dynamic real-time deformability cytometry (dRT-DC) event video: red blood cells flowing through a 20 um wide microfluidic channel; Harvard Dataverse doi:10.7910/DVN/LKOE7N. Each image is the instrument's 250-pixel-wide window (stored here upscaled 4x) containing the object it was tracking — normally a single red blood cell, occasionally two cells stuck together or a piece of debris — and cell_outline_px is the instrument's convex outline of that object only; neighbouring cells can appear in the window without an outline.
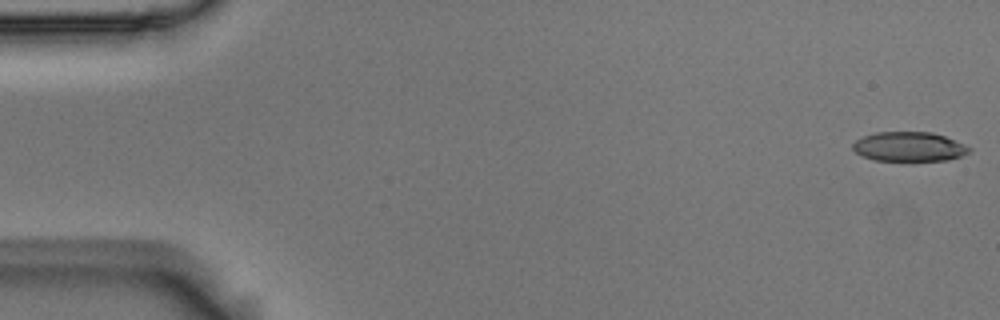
{"species": "Egyptian fruit bat (a non-hibernating species)", "species_latin": "Rousettus aegyptiacus", "temperature_condition": "room temperature", "stored_images_in_passage": 5, "camera_frame_rate_fps": 3000, "um_per_image_px": 0.085, "animal": {"sex": "male"}, "frame": {"image": 1, "passage_image": 1, "time_ms": 0.0, "image_size_px": [1000, 320], "cell_outline_px": [[972, 152], [948, 160], [876, 160], [864, 156], [856, 152], [852, 148], [852, 144], [856, 140], [864, 136], [876, 132], [932, 132], [944, 136], [964, 144], [972, 148]], "centroid_in_image_um": [77.3, 12.46], "position_along_channel_um": 7.7, "area_um2": 19.83}}